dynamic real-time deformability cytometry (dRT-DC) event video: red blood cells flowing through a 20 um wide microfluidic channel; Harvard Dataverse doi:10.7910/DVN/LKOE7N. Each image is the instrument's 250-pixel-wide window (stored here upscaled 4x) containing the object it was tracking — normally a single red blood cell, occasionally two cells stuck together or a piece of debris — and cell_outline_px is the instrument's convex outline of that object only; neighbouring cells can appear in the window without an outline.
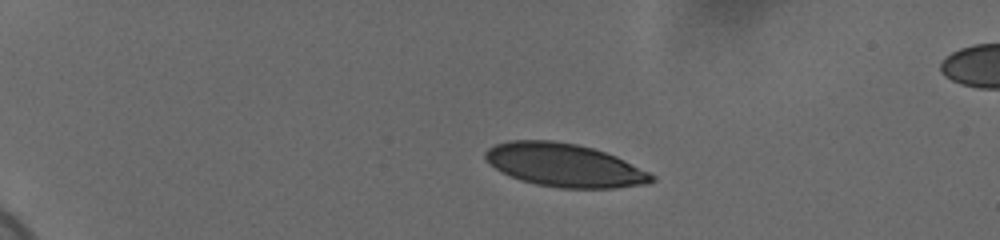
{"species": "human", "species_latin": "Homo sapiens", "temperature_condition": "cold", "stored_images_in_passage": 45, "camera_frame_rate_fps": 3000, "um_per_image_px": 0.085, "donor": {"sex": "female"}, "frame": {"image": 1, "passage_image": 1, "time_ms": 0.0, "image_size_px": [1000, 240], "cell_outline_px": [[656, 180], [648, 184], [616, 188], [560, 188], [536, 184], [520, 180], [500, 172], [484, 160], [484, 152], [488, 148], [496, 144], [508, 140], [552, 140], [576, 144], [592, 148], [616, 156], [656, 176]], "centroid_in_image_um": [47.95, 14.04], "position_along_channel_um": 37.1, "area_um2": 42.08}}
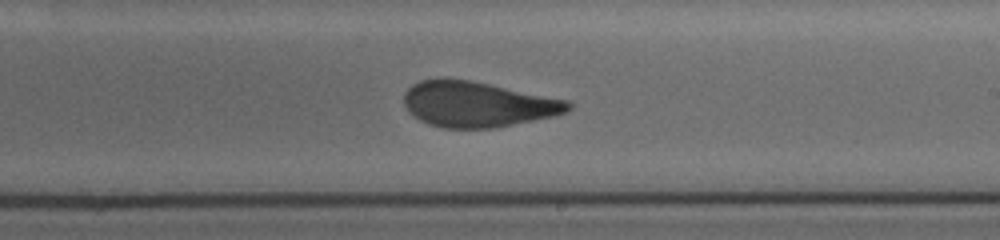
{"frame": {"image": 2, "passage_image": 25, "time_ms": 8.0, "image_size_px": [1000, 240], "cell_outline_px": [[572, 108], [568, 112], [556, 116], [492, 128], [444, 128], [428, 124], [420, 120], [404, 104], [404, 92], [412, 84], [420, 80], [436, 76], [444, 76], [472, 80], [568, 100], [572, 104]], "centroid_in_image_um": [40.59, 8.83], "position_along_channel_um": 248.4, "area_um2": 44.04}}
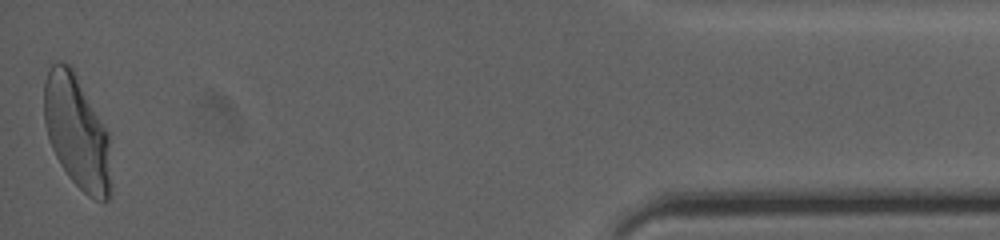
{"frame": {"image": 3, "passage_image": 45, "time_ms": 14.667, "image_size_px": [1000, 240], "cell_outline_px": [[112, 196], [104, 204], [88, 196], [68, 176], [60, 164], [52, 148], [44, 124], [44, 84], [48, 72], [52, 64], [60, 60], [68, 64], [72, 68], [108, 132], [112, 184]], "centroid_in_image_um": [6.56, 11.29], "position_along_channel_um": 428.6, "area_um2": 44.39}, "authors_computed_cell_mechanics": {"area_um2": 43.8702, "velocity_mm_per_s": 3.6786, "shape_relaxation_time_tau1_ms": 7.934, "shape_relaxation_time_tau2_ms": 1.1212, "deformation_change_tau1": 0.219, "deformation_change_tau2": 0.0793}}